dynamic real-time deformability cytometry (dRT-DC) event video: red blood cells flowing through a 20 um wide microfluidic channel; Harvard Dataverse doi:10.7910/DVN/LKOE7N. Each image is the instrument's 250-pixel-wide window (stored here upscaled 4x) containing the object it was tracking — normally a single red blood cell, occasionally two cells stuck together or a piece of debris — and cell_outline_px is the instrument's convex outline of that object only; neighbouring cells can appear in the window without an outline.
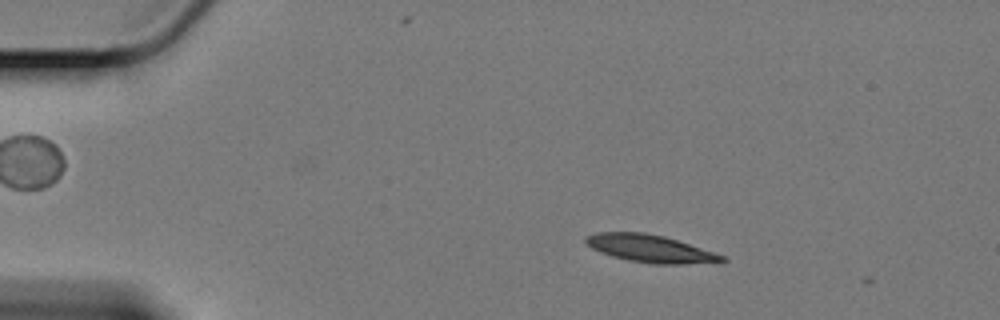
{"species": "Egyptian fruit bat (a non-hibernating species)", "species_latin": "Rousettus aegyptiacus", "temperature_condition": "cold", "stored_images_in_passage": 7, "camera_frame_rate_fps": 3000, "um_per_image_px": 0.085, "animal": {"sex": "female"}, "frame": {"image": 1, "passage_image": 6, "time_ms": 1.667, "image_size_px": [1000, 320], "cell_outline_px": [[728, 260], [684, 264], [652, 264], [628, 260], [612, 256], [600, 252], [592, 248], [584, 240], [584, 236], [596, 232], [644, 232], [664, 236], [724, 256]], "centroid_in_image_um": [55.18, 21.12], "position_along_channel_um": 29.8, "area_um2": 21.5}}